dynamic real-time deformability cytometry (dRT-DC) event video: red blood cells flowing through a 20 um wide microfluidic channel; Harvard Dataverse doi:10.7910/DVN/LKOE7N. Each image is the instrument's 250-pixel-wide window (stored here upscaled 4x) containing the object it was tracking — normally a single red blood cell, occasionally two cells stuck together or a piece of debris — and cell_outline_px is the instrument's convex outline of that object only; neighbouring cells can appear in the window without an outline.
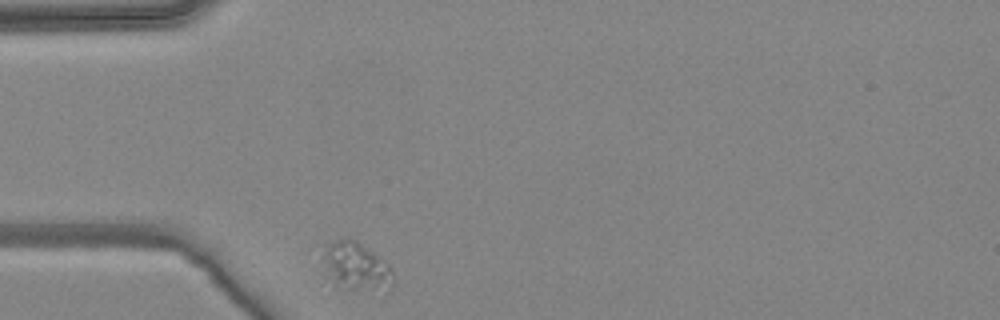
{"species": "common noctule bat (a hibernating species)", "species_latin": "Nyctalus noctula", "temperature_condition": "warm", "stored_images_in_passage": 1, "camera_frame_rate_fps": 3000, "um_per_image_px": 0.085, "animal": {"sex": "female", "body_mass_g": 24.6, "forearm_length_mm": 56.2}, "frame": {"image": 1, "passage_image": 1, "time_ms": 0.0, "image_size_px": [1000, 320], "cell_outline_px": [[396, 276], [392, 284], [352, 288], [348, 288], [336, 284], [328, 276], [324, 260], [324, 244], [332, 240], [344, 236], [352, 236], [388, 264], [392, 268]], "centroid_in_image_um": [30.21, 22.49], "position_along_channel_um": 54.8, "area_um2": 18.96}}